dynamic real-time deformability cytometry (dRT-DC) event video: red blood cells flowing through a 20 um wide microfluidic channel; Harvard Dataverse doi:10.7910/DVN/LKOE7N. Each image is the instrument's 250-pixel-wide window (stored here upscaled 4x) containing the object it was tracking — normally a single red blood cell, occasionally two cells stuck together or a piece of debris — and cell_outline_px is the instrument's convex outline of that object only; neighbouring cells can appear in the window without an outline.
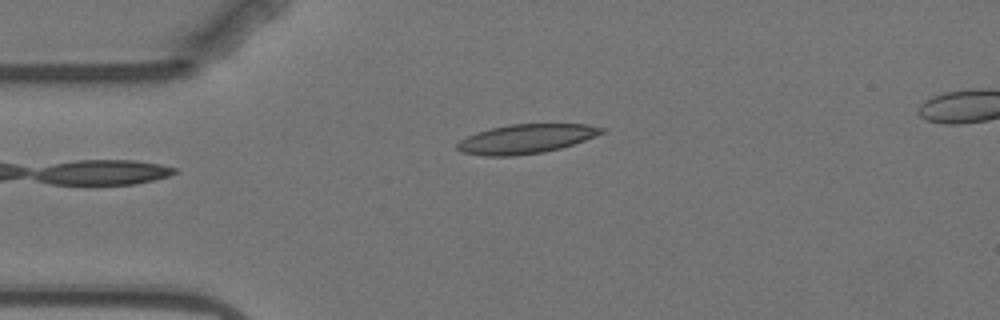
{"species": "Egyptian fruit bat (a non-hibernating species)", "species_latin": "Rousettus aegyptiacus", "temperature_condition": "warm", "stored_images_in_passage": 4, "camera_frame_rate_fps": 3000, "um_per_image_px": 0.085, "animal": {"sex": "female"}, "frame": {"image": 1, "passage_image": 4, "time_ms": 3.667, "image_size_px": [1000, 320], "cell_outline_px": [[604, 132], [596, 136], [560, 148], [544, 152], [512, 156], [484, 156], [460, 152], [456, 148], [456, 144], [460, 140], [476, 132], [492, 128], [512, 124], [588, 124], [604, 128]], "centroid_in_image_um": [44.68, 11.81], "position_along_channel_um": 40.3, "area_um2": 24.51}}